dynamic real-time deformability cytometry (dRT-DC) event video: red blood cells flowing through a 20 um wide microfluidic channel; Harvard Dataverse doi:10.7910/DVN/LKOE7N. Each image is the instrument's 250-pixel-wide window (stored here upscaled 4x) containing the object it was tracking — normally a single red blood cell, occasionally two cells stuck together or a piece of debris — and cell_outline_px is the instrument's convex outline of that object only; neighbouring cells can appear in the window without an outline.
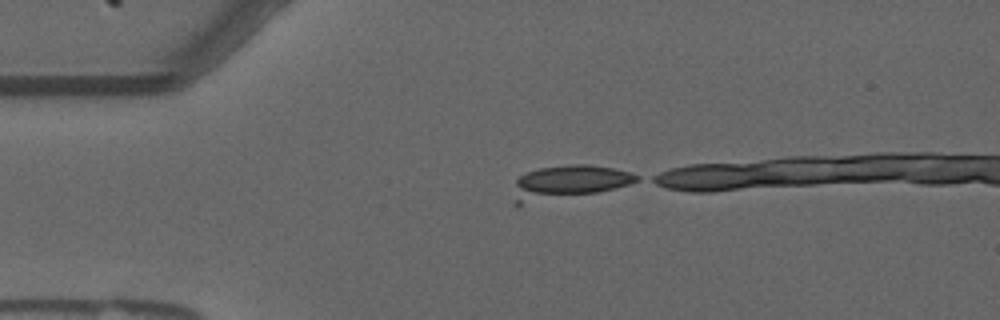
{"species": "common noctule bat (a hibernating species)", "species_latin": "Nyctalus noctula", "temperature_condition": "warm", "stored_images_in_passage": 8, "camera_frame_rate_fps": 3000, "um_per_image_px": 0.085, "animal": {"sex": "male", "forearm_length_mm": 52.5}, "frame": {"image": 1, "passage_image": 1, "time_ms": 0.0, "image_size_px": [1000, 320], "cell_outline_px": [[640, 180], [616, 188], [516, 208], [512, 204], [516, 180], [520, 176], [528, 172], [540, 168], [568, 164], [588, 164], [612, 168], [628, 172], [640, 176]], "centroid_in_image_um": [48.21, 15.54], "position_along_channel_um": 36.8, "area_um2": 24.62}}